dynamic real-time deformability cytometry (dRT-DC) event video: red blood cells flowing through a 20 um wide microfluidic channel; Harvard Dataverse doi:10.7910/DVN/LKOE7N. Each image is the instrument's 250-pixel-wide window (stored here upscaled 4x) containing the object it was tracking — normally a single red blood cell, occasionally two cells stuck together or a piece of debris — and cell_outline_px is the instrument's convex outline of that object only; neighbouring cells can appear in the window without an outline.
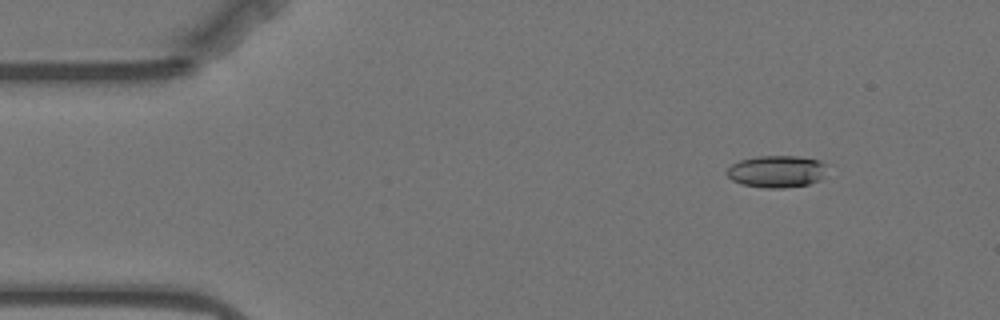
{"species": "Egyptian fruit bat (a non-hibernating species)", "species_latin": "Rousettus aegyptiacus", "temperature_condition": "warm", "stored_images_in_passage": 34, "camera_frame_rate_fps": 3000, "um_per_image_px": 0.085, "animal": {"sex": "female"}, "frame": {"image": 1, "passage_image": 6, "time_ms": 1.667, "image_size_px": [1000, 320], "cell_outline_px": [[832, 164], [820, 180], [808, 184], [784, 188], [764, 188], [740, 184], [732, 180], [724, 172], [732, 164], [740, 160], [756, 156], [796, 156], [820, 160]], "centroid_in_image_um": [66.07, 14.57], "position_along_channel_um": 18.9, "area_um2": 19.19}}
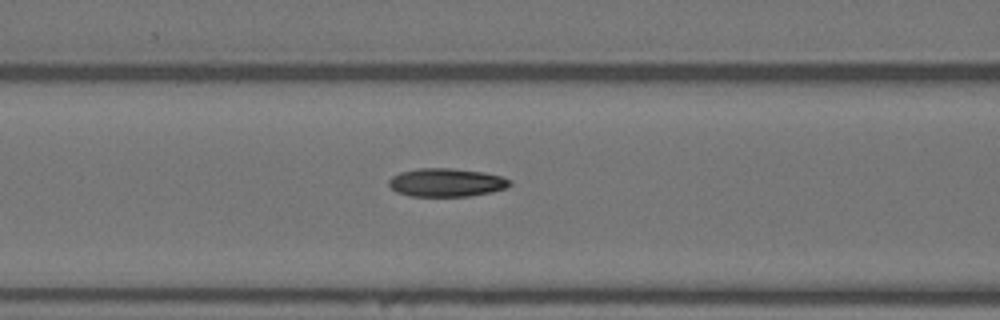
{"frame": {"image": 2, "passage_image": 22, "time_ms": 7.0, "image_size_px": [1000, 320], "cell_outline_px": [[512, 184], [508, 188], [492, 192], [472, 196], [408, 196], [396, 192], [388, 184], [388, 180], [392, 176], [400, 172], [416, 168], [448, 168], [484, 172], [500, 176], [512, 180]], "centroid_in_image_um": [37.95, 15.52], "position_along_channel_um": 128.6, "area_um2": 20.23}}
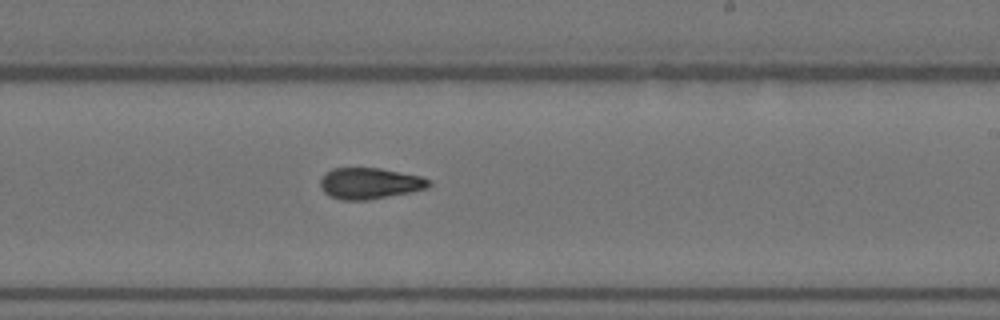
{"frame": {"image": 3, "passage_image": 33, "time_ms": 10.667, "image_size_px": [1000, 320], "cell_outline_px": [[432, 184], [428, 188], [388, 196], [364, 200], [340, 200], [328, 196], [320, 188], [320, 180], [332, 168], [380, 168], [420, 176], [432, 180]], "centroid_in_image_um": [31.42, 15.59], "position_along_channel_um": 257.6, "area_um2": 19.65}}